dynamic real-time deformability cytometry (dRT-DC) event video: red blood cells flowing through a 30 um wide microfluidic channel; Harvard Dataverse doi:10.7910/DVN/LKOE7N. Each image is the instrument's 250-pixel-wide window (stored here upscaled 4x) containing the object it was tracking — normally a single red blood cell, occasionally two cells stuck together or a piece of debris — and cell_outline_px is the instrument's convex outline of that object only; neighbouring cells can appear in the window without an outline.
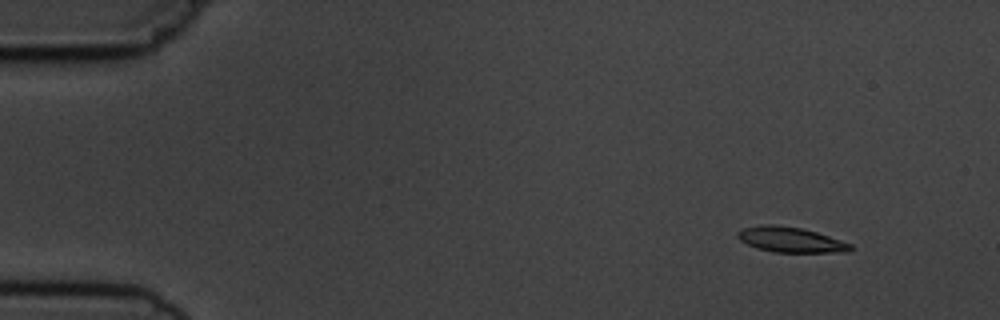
{"species": "common noctule bat (a hibernating species)", "species_latin": "Nyctalus noctula", "temperature_condition": "cold", "stored_images_in_passage": 5, "camera_frame_rate_fps": 3000, "um_per_image_px": 0.085, "animal": {"sex": "male", "body_mass_g": 19.5, "forearm_length_mm": 54.6}, "frame": {"image": 1, "passage_image": 2, "time_ms": 1.0, "image_size_px": [1000, 320], "cell_outline_px": [[852, 248], [848, 252], [772, 252], [756, 248], [740, 240], [736, 236], [736, 232], [740, 228], [764, 224], [772, 224], [800, 228], [816, 232], [852, 244]], "centroid_in_image_um": [67.14, 20.37], "position_along_channel_um": 17.9, "area_um2": 16.59}}
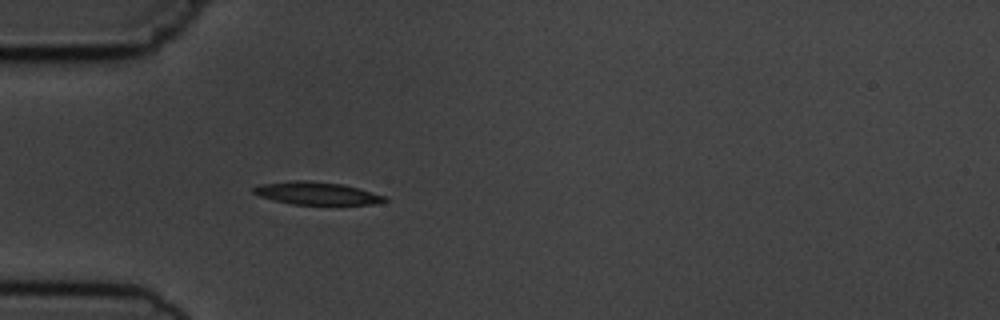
{"frame": {"image": 2, "passage_image": 5, "time_ms": 4.667, "image_size_px": [1000, 320], "cell_outline_px": [[388, 200], [372, 204], [292, 204], [260, 196], [252, 192], [252, 188], [260, 184], [292, 180], [308, 180], [344, 184], [360, 188], [384, 196]], "centroid_in_image_um": [26.9, 16.41], "position_along_channel_um": 58.1, "area_um2": 17.22}}